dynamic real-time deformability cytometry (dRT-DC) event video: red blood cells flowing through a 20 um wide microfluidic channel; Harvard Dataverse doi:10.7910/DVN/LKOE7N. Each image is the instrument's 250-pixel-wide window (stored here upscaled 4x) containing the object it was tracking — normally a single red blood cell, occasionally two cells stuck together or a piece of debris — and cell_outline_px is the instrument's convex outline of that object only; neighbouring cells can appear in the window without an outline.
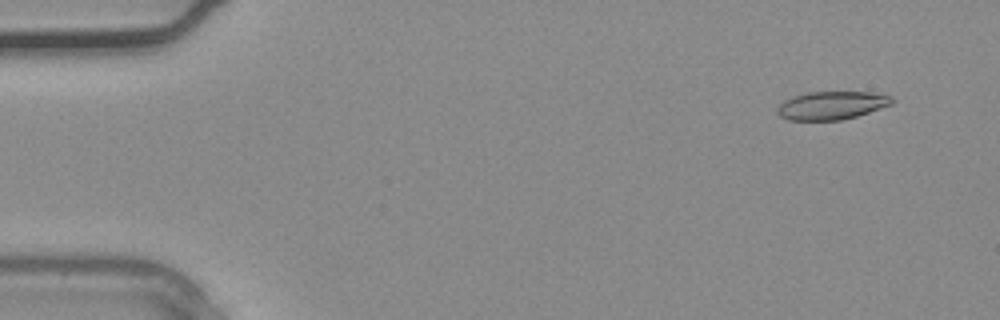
{"species": "common noctule bat (a hibernating species)", "species_latin": "Nyctalus noctula", "temperature_condition": "warm", "stored_images_in_passage": 36, "camera_frame_rate_fps": 3000, "um_per_image_px": 0.085, "animal": {"sex": "male", "body_mass_g": 20.4}, "frame": {"image": 1, "passage_image": 3, "time_ms": 0.667, "image_size_px": [1000, 320], "cell_outline_px": [[896, 100], [892, 104], [856, 116], [840, 120], [788, 120], [780, 116], [776, 112], [776, 108], [784, 100], [792, 96], [808, 92], [872, 92], [892, 96]], "centroid_in_image_um": [70.68, 8.95], "position_along_channel_um": 14.3, "area_um2": 18.9}}
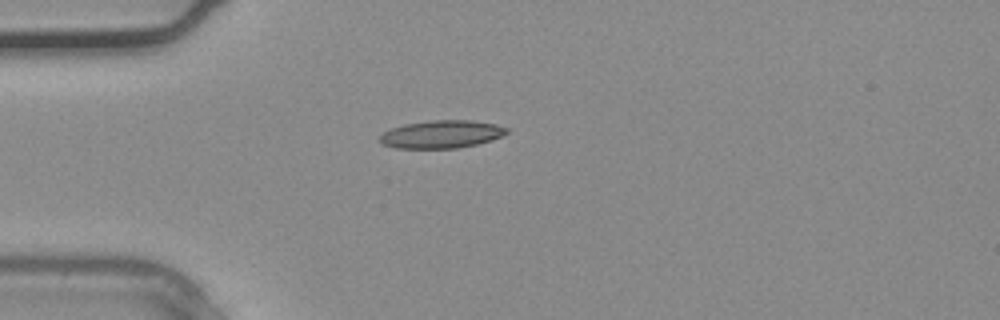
{"frame": {"image": 2, "passage_image": 10, "time_ms": 3.0, "image_size_px": [1000, 320], "cell_outline_px": [[508, 132], [492, 140], [476, 144], [456, 148], [396, 148], [384, 144], [380, 140], [380, 136], [384, 132], [392, 128], [404, 124], [432, 120], [472, 120], [496, 124], [508, 128]], "centroid_in_image_um": [37.55, 11.4], "position_along_channel_um": 47.4, "area_um2": 20.4}}
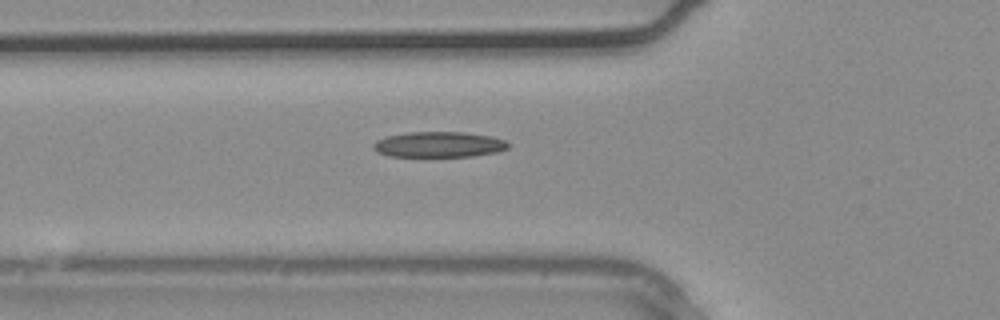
{"frame": {"image": 3, "passage_image": 13, "time_ms": 4.0, "image_size_px": [1000, 320], "cell_outline_px": [[508, 148], [496, 152], [472, 156], [388, 156], [376, 152], [372, 148], [372, 144], [376, 140], [388, 136], [408, 132], [464, 132], [492, 136], [504, 140], [508, 144]], "centroid_in_image_um": [37.27, 12.28], "position_along_channel_um": 88.5, "area_um2": 20.06}}